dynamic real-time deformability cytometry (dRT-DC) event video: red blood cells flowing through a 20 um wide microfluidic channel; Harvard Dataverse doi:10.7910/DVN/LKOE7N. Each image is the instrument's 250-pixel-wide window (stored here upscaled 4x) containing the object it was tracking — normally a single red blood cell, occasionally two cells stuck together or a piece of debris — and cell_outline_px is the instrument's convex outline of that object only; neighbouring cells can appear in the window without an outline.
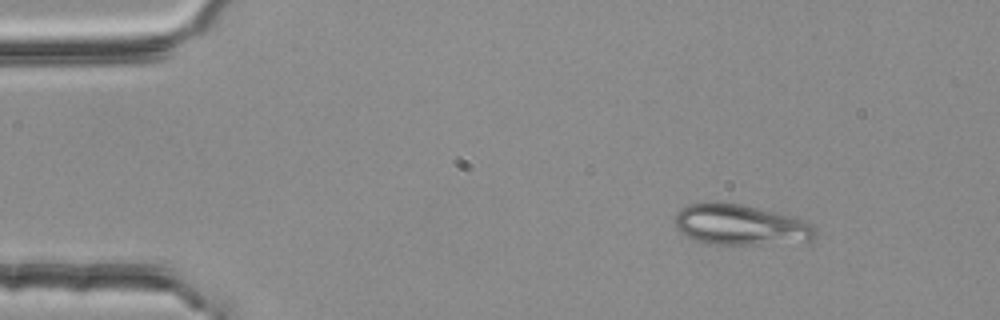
{"species": "common noctule bat (a hibernating species)", "species_latin": "Nyctalus noctula", "temperature_condition": "room temperature", "stored_images_in_passage": 4, "segment_of_instrument_passage": [1, 2], "camera_frame_rate_fps": 3000, "um_per_image_px": 0.085, "animal": {"sex": "female", "body_mass_g": 25.1}, "frame": {"image": 1, "passage_image": 1, "time_ms": 0.0, "image_size_px": [1000, 320], "cell_outline_px": [[816, 236], [812, 240], [760, 244], [704, 244], [684, 236], [672, 224], [676, 212], [680, 208], [688, 204], [740, 204], [792, 216], [804, 220], [812, 224], [816, 228]], "centroid_in_image_um": [62.89, 19.13], "position_along_channel_um": 22.1, "area_um2": 33.06}}